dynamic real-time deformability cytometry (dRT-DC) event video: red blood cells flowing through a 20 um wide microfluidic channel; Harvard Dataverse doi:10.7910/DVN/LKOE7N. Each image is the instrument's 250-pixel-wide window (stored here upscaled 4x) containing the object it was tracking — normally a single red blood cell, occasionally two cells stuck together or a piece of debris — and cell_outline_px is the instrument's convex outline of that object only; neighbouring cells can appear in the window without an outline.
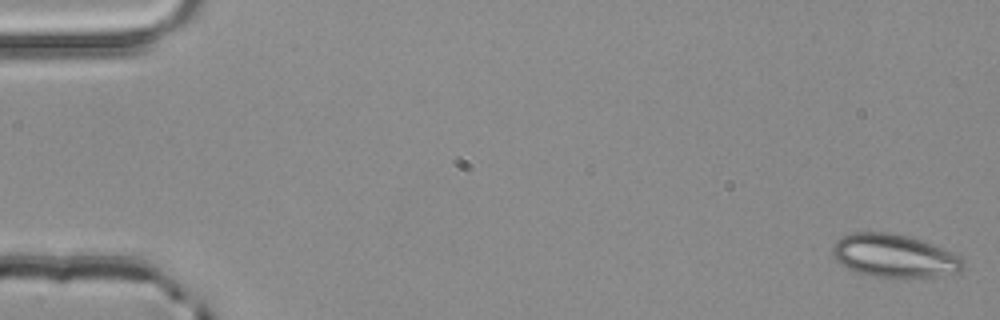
{"species": "common noctule bat (a hibernating species)", "species_latin": "Nyctalus noctula", "temperature_condition": "room temperature", "stored_images_in_passage": 5, "camera_frame_rate_fps": 3000, "um_per_image_px": 0.085, "animal": {"sex": "male", "body_mass_g": 20.4}, "frame": {"image": 1, "passage_image": 1, "time_ms": 0.0, "image_size_px": [1000, 320], "cell_outline_px": [[968, 268], [960, 272], [936, 276], [908, 280], [904, 280], [872, 276], [856, 272], [840, 264], [832, 256], [832, 248], [836, 240], [852, 232], [888, 232], [908, 236], [932, 244], [960, 256], [964, 260]], "centroid_in_image_um": [76.05, 21.79], "position_along_channel_um": 9.0, "area_um2": 33.64}}